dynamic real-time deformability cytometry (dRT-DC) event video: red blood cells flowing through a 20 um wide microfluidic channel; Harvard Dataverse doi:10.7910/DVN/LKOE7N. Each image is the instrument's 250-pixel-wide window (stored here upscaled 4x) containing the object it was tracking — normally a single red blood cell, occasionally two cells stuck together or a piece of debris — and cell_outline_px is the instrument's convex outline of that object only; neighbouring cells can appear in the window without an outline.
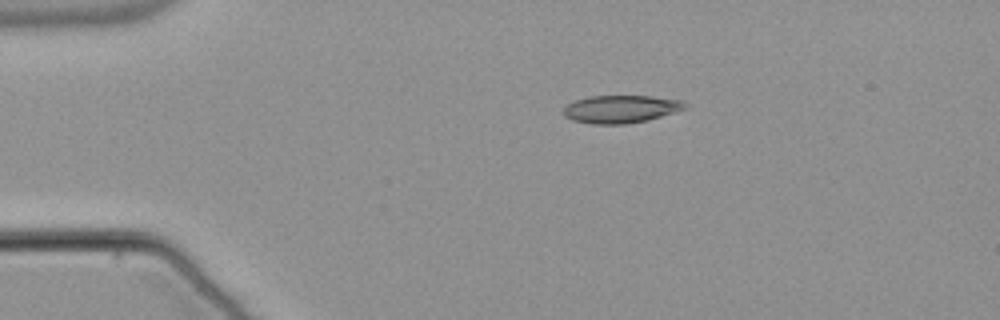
{"species": "common noctule bat (a hibernating species)", "species_latin": "Nyctalus noctula", "temperature_condition": "warm", "stored_images_in_passage": 44, "camera_frame_rate_fps": 3000, "um_per_image_px": 0.085, "animal": {"sex": "male", "body_mass_g": 21.5, "forearm_length_mm": 52.0}, "frame": {"image": 1, "passage_image": 1, "time_ms": 0.0, "image_size_px": [1000, 320], "cell_outline_px": [[688, 108], [648, 120], [624, 124], [592, 124], [572, 120], [564, 116], [564, 108], [568, 104], [576, 100], [588, 96], [652, 96], [680, 100], [688, 104]], "centroid_in_image_um": [52.79, 9.27], "position_along_channel_um": 32.2, "area_um2": 19.65}}
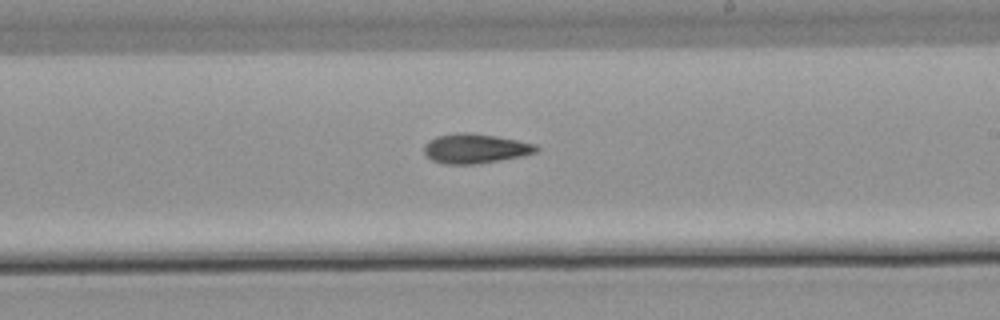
{"frame": {"image": 2, "passage_image": 22, "time_ms": 7.0, "image_size_px": [1000, 320], "cell_outline_px": [[540, 148], [536, 152], [520, 156], [500, 160], [476, 164], [444, 164], [432, 160], [424, 152], [424, 144], [428, 140], [436, 136], [456, 132], [468, 132], [496, 136], [536, 144]], "centroid_in_image_um": [40.37, 12.61], "position_along_channel_um": 248.6, "area_um2": 19.36}}
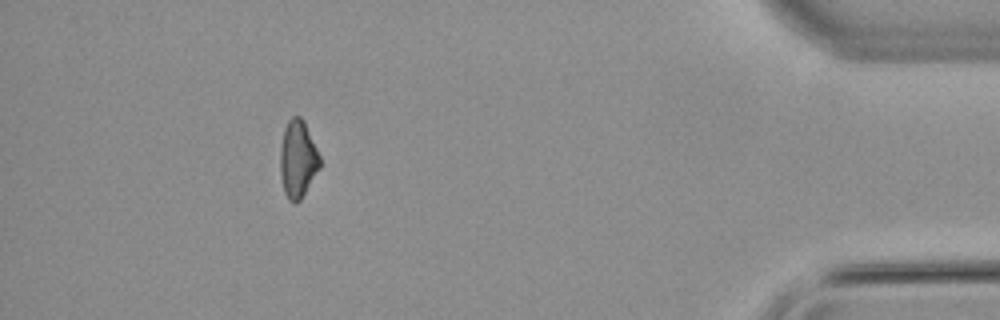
{"frame": {"image": 3, "passage_image": 39, "time_ms": 12.667, "image_size_px": [1000, 320], "cell_outline_px": [[320, 168], [300, 200], [296, 204], [288, 200], [284, 192], [280, 176], [280, 148], [284, 128], [288, 120], [292, 116], [300, 116], [304, 120], [320, 156]], "centroid_in_image_um": [25.3, 13.53], "position_along_channel_um": 409.9, "area_um2": 18.03}, "authors_computed_cell_mechanics": {"area_um2": 18.7561, "velocity_mm_per_s": 3.8281, "shape_relaxation_time_tau1_ms": 7.6373, "shape_relaxation_time_tau2_ms": 10.2557, "deformation_change_tau1": 0.1639, "deformation_change_tau2": 0.2102}}